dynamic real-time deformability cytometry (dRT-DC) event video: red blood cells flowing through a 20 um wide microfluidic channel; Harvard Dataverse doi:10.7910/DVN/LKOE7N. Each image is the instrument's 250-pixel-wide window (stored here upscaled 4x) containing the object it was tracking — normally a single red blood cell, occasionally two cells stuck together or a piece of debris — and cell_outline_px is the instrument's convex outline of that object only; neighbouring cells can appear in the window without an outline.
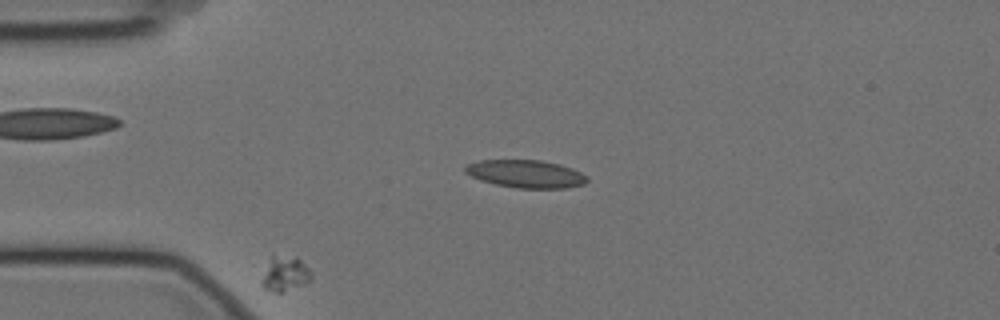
{"species": "Egyptian fruit bat (a non-hibernating species)", "species_latin": "Rousettus aegyptiacus", "temperature_condition": "cold", "stored_images_in_passage": 49, "camera_frame_rate_fps": 3000, "um_per_image_px": 0.085, "animal": {"sex": "female"}, "frame": {"image": 1, "passage_image": 11, "time_ms": 3.333, "image_size_px": [1000, 320], "cell_outline_px": [[312, 280], [284, 292], [276, 292], [264, 288], [264, 276], [272, 252], [296, 256], [312, 272]], "centroid_in_image_um": [24.28, 23.21], "position_along_channel_um": 60.7, "area_um2": 10.06}}